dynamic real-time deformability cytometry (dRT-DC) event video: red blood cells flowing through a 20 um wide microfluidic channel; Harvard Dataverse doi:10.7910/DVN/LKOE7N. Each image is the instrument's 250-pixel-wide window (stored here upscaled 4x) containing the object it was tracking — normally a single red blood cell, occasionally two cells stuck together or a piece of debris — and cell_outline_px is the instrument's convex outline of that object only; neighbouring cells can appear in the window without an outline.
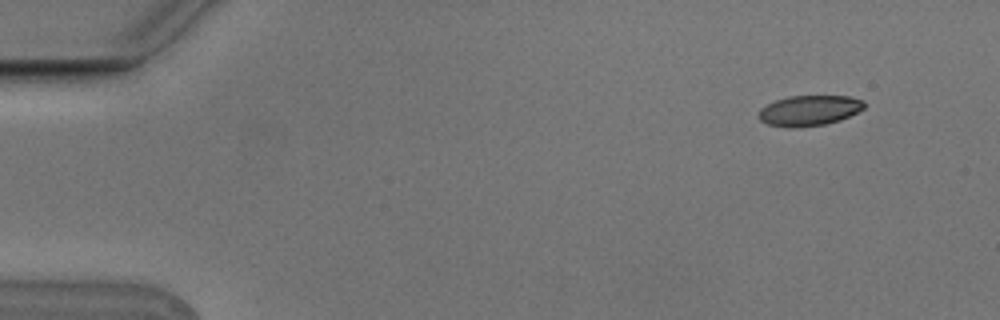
{"species": "Egyptian fruit bat (a non-hibernating species)", "species_latin": "Rousettus aegyptiacus", "temperature_condition": "cold", "stored_images_in_passage": 6, "camera_frame_rate_fps": 3000, "um_per_image_px": 0.085, "animal": {"sex": "male"}, "frame": {"image": 1, "passage_image": 1, "time_ms": 0.0, "image_size_px": [1000, 320], "cell_outline_px": [[864, 108], [840, 120], [824, 124], [796, 128], [788, 128], [768, 124], [760, 120], [760, 108], [776, 100], [788, 96], [848, 96], [864, 100]], "centroid_in_image_um": [68.78, 9.39], "position_along_channel_um": 16.2, "area_um2": 18.55}}
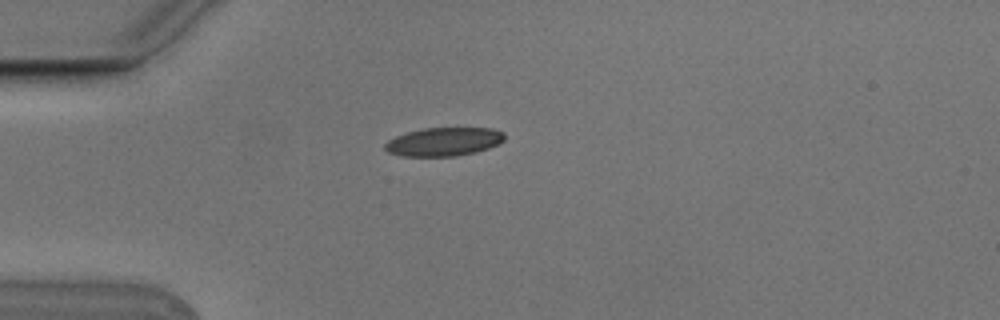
{"frame": {"image": 2, "passage_image": 4, "time_ms": 1.0, "image_size_px": [1000, 320], "cell_outline_px": [[504, 140], [500, 144], [476, 152], [456, 156], [404, 156], [388, 152], [384, 148], [384, 144], [388, 140], [396, 136], [408, 132], [424, 128], [492, 128], [504, 132]], "centroid_in_image_um": [37.74, 12.04], "position_along_channel_um": 47.3, "area_um2": 19.88}}
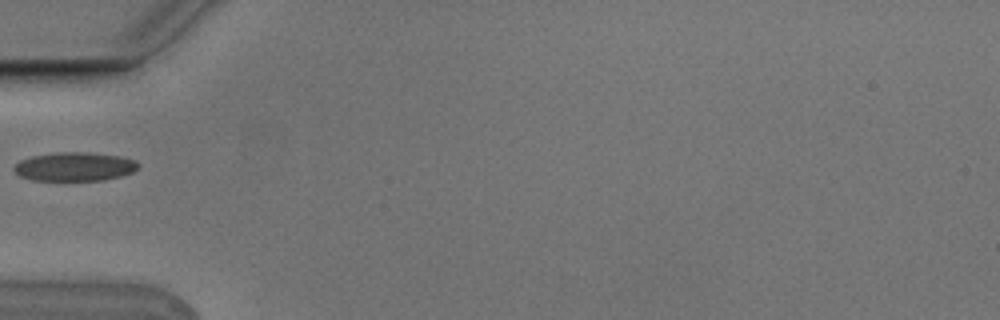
{"frame": {"image": 3, "passage_image": 5, "time_ms": 1.333, "image_size_px": [1000, 320], "cell_outline_px": [[140, 168], [132, 172], [120, 176], [100, 180], [32, 180], [20, 176], [12, 168], [20, 160], [32, 156], [60, 152], [88, 152], [120, 156], [136, 160], [140, 164]], "centroid_in_image_um": [6.37, 14.16], "position_along_channel_um": 78.6, "area_um2": 20.81}}